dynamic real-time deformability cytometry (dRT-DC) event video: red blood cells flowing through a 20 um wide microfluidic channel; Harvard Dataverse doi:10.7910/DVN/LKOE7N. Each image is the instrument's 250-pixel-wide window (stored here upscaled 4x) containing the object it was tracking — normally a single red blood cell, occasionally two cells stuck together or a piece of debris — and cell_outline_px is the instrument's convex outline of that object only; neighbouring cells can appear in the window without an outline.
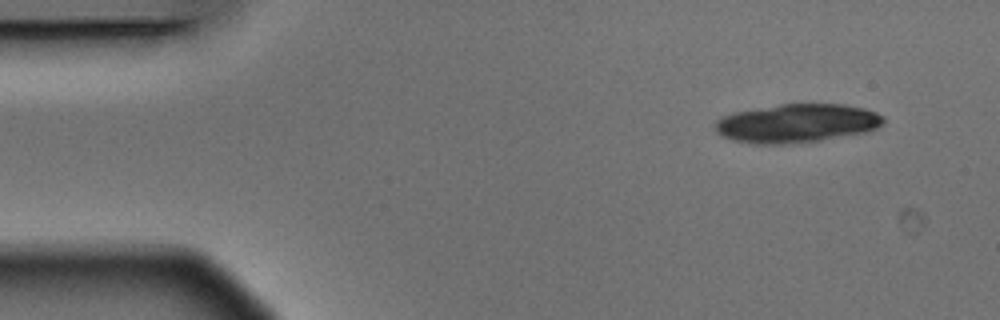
{"species": "Egyptian fruit bat (a non-hibernating species)", "species_latin": "Rousettus aegyptiacus", "temperature_condition": "warm", "stored_images_in_passage": 6, "segment_of_instrument_passage": [2, 2], "camera_frame_rate_fps": 3000, "um_per_image_px": 0.085, "animal": {"sex": "male"}, "frame": {"image": 1, "passage_image": 6, "time_ms": 1.667, "image_size_px": [1000, 320], "cell_outline_px": [[884, 120], [876, 128], [868, 132], [820, 140], [780, 144], [756, 144], [732, 140], [716, 132], [716, 120], [724, 116], [736, 112], [780, 104], [844, 104], [864, 108], [876, 112], [884, 116]], "centroid_in_image_um": [67.76, 10.47], "position_along_channel_um": 17.2, "area_um2": 37.63}}